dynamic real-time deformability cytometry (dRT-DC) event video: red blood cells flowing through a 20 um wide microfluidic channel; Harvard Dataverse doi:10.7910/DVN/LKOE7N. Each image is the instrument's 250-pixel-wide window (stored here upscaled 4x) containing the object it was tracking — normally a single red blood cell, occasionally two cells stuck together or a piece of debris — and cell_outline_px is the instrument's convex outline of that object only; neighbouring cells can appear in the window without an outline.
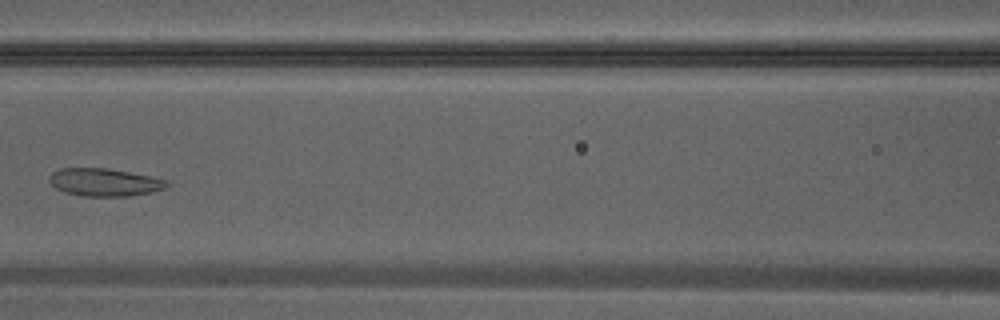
{"species": "Egyptian fruit bat (a non-hibernating species)", "species_latin": "Rousettus aegyptiacus", "temperature_condition": "warm", "stored_images_in_passage": 39, "camera_frame_rate_fps": 3000, "um_per_image_px": 0.085, "animal": {"sex": "male"}, "frame": {"image": 1, "passage_image": 17, "time_ms": 5.333, "image_size_px": [1000, 320], "cell_outline_px": [[168, 184], [164, 188], [152, 192], [128, 196], [80, 196], [64, 192], [56, 188], [48, 180], [48, 176], [52, 172], [60, 168], [108, 168], [168, 180]], "centroid_in_image_um": [8.83, 15.49], "position_along_channel_um": 157.8, "area_um2": 18.96}}
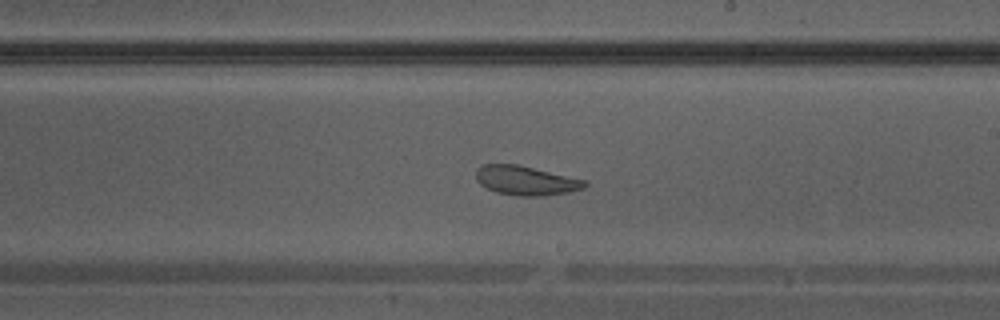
{"frame": {"image": 2, "passage_image": 22, "time_ms": 7.0, "image_size_px": [1000, 320], "cell_outline_px": [[588, 184], [584, 188], [568, 192], [540, 196], [516, 196], [496, 192], [480, 184], [476, 180], [476, 168], [484, 164], [516, 164], [584, 180]], "centroid_in_image_um": [44.65, 15.35], "position_along_channel_um": 244.3, "area_um2": 18.32}}
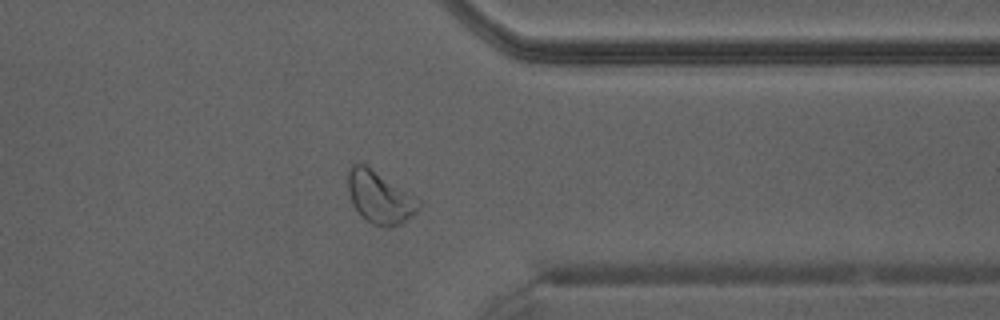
{"frame": {"image": 3, "passage_image": 30, "time_ms": 9.667, "image_size_px": [1000, 320], "cell_outline_px": [[424, 204], [412, 216], [400, 224], [372, 224], [352, 204], [348, 192], [348, 168], [352, 164], [364, 164], [416, 196]], "centroid_in_image_um": [32.3, 16.73], "position_along_channel_um": 379.1, "area_um2": 21.04}}